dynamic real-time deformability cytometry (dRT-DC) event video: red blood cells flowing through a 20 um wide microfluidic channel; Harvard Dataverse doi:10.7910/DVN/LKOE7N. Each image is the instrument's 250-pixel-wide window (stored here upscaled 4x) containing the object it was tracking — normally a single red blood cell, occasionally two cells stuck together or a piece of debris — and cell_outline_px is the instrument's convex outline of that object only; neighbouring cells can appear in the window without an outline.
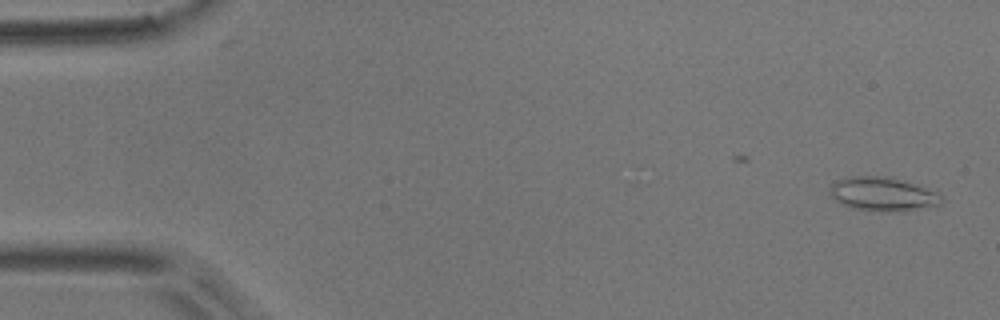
{"species": "common noctule bat (a hibernating species)", "species_latin": "Nyctalus noctula", "temperature_condition": "room temperature", "stored_images_in_passage": 19, "camera_frame_rate_fps": 3000, "um_per_image_px": 0.085, "animal": {"sex": "male", "body_mass_g": 17.9}, "frame": {"image": 1, "passage_image": 1, "time_ms": 0.0, "image_size_px": [1000, 320], "cell_outline_px": [[944, 200], [940, 204], [904, 212], [872, 212], [848, 208], [840, 204], [828, 192], [828, 188], [836, 180], [852, 176], [884, 176], [900, 180], [936, 192]], "centroid_in_image_um": [74.96, 16.54], "position_along_channel_um": 10.0, "area_um2": 22.25}}
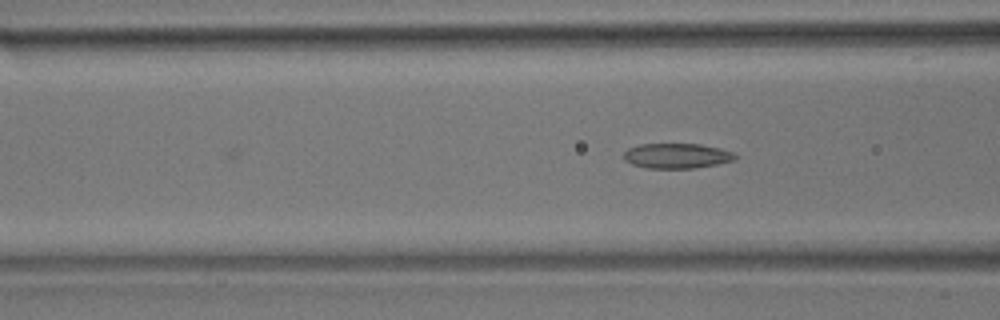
{"frame": {"image": 2, "passage_image": 19, "time_ms": 6.0, "image_size_px": [1000, 320], "cell_outline_px": [[740, 156], [736, 160], [696, 168], [648, 168], [632, 164], [624, 160], [624, 152], [628, 148], [640, 144], [700, 144], [720, 148], [736, 152]], "centroid_in_image_um": [57.59, 13.24], "position_along_channel_um": 109.0, "area_um2": 16.47}}